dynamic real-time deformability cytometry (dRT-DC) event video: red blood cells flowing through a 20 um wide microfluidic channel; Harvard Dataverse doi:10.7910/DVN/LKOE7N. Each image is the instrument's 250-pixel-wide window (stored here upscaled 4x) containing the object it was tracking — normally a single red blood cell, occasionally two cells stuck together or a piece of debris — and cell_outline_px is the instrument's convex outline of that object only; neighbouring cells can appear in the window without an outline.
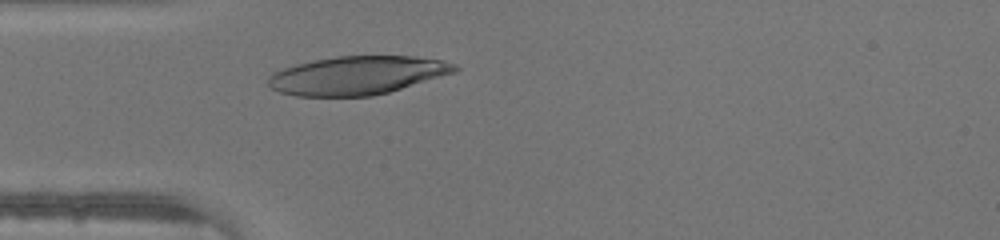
{"species": "human", "species_latin": "Homo sapiens", "temperature_condition": "warm", "stored_images_in_passage": 32, "camera_frame_rate_fps": 3000, "um_per_image_px": 0.085, "donor": {"sex": "male"}, "frame": {"image": 1, "passage_image": 9, "time_ms": 2.667, "image_size_px": [1000, 240], "cell_outline_px": [[460, 68], [456, 72], [388, 92], [372, 96], [296, 96], [280, 92], [272, 88], [268, 84], [268, 76], [272, 72], [280, 68], [312, 60], [336, 56], [416, 56], [444, 60], [456, 64]], "centroid_in_image_um": [30.36, 6.39], "position_along_channel_um": 54.6, "area_um2": 42.02}}
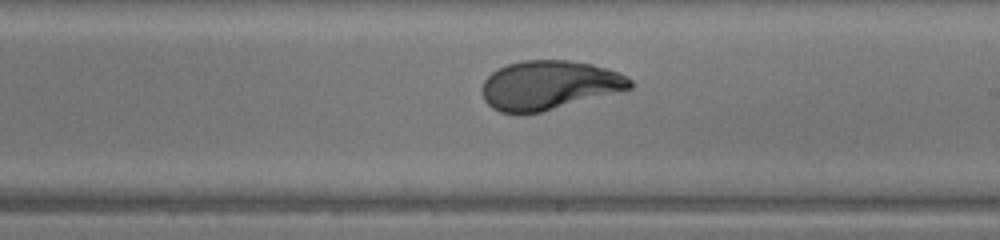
{"frame": {"image": 2, "passage_image": 22, "time_ms": 7.0, "image_size_px": [1000, 240], "cell_outline_px": [[636, 84], [632, 88], [540, 112], [520, 116], [516, 116], [500, 112], [492, 108], [484, 100], [484, 80], [492, 72], [508, 64], [520, 60], [568, 60], [592, 64], [608, 68], [628, 76]], "centroid_in_image_um": [46.68, 7.25], "position_along_channel_um": 242.3, "area_um2": 42.48}}
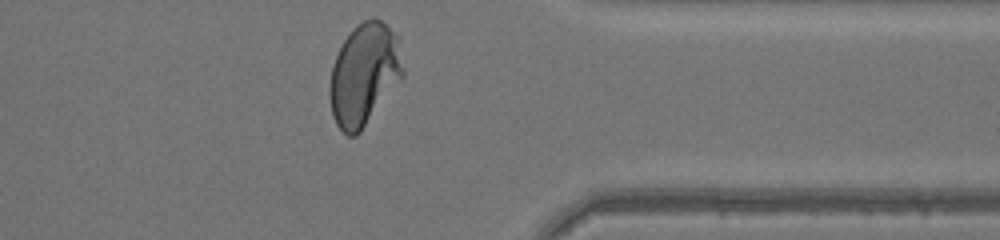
{"frame": {"image": 3, "passage_image": 32, "time_ms": 10.333, "image_size_px": [1000, 240], "cell_outline_px": [[404, 76], [360, 132], [356, 136], [348, 136], [336, 124], [332, 116], [328, 92], [328, 88], [332, 64], [344, 40], [352, 28], [364, 20], [380, 20], [400, 36], [404, 68]], "centroid_in_image_um": [30.97, 6.33], "position_along_channel_um": 380.4, "area_um2": 43.93}}